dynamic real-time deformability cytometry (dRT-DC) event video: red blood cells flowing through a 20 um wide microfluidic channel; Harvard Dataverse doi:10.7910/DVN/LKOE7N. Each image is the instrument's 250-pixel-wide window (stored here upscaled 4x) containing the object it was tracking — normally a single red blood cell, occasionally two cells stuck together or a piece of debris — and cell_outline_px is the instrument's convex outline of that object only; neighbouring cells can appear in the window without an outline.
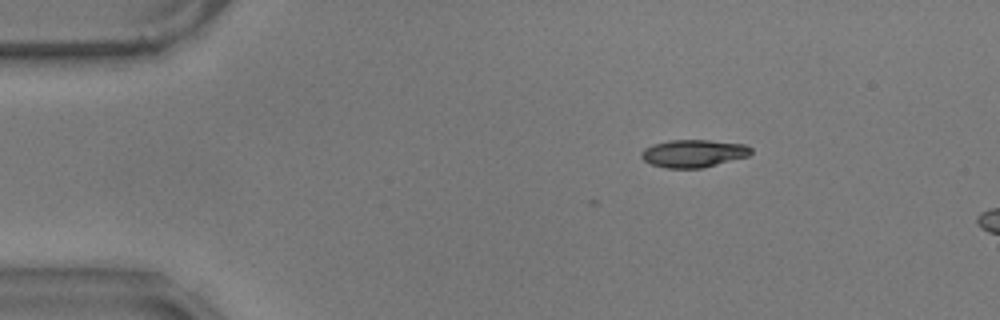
{"species": "common noctule bat (a hibernating species)", "species_latin": "Nyctalus noctula", "temperature_condition": "warm", "stored_images_in_passage": 6, "camera_frame_rate_fps": 3000, "um_per_image_px": 0.085, "animal": {"sex": "male", "body_mass_g": 17.9}, "frame": {"image": 1, "passage_image": 1, "time_ms": 0.0, "image_size_px": [1000, 320], "cell_outline_px": [[752, 152], [748, 156], [704, 168], [664, 168], [652, 164], [644, 160], [640, 156], [640, 152], [644, 148], [652, 144], [668, 140], [708, 140], [744, 144], [752, 148]], "centroid_in_image_um": [58.92, 13.04], "position_along_channel_um": 26.1, "area_um2": 17.8}}